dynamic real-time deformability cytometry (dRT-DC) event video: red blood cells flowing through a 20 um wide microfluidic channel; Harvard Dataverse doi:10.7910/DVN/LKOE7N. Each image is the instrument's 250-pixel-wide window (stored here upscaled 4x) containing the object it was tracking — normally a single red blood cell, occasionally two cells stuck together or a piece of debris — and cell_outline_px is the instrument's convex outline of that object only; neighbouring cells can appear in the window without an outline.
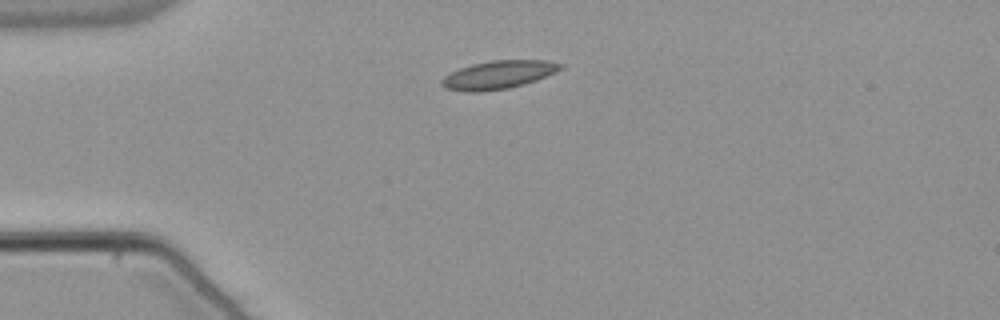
{"species": "common noctule bat (a hibernating species)", "species_latin": "Nyctalus noctula", "temperature_condition": "warm", "stored_images_in_passage": 41, "camera_frame_rate_fps": 3000, "um_per_image_px": 0.085, "animal": {"sex": "male", "body_mass_g": 21.5, "forearm_length_mm": 52.0}, "frame": {"image": 1, "passage_image": 1, "time_ms": 0.0, "image_size_px": [1000, 320], "cell_outline_px": [[564, 68], [536, 80], [524, 84], [508, 88], [476, 92], [472, 92], [444, 88], [440, 84], [440, 80], [444, 76], [460, 68], [472, 64], [492, 60], [548, 60], [564, 64]], "centroid_in_image_um": [42.37, 6.35], "position_along_channel_um": 42.6, "area_um2": 19.48}}
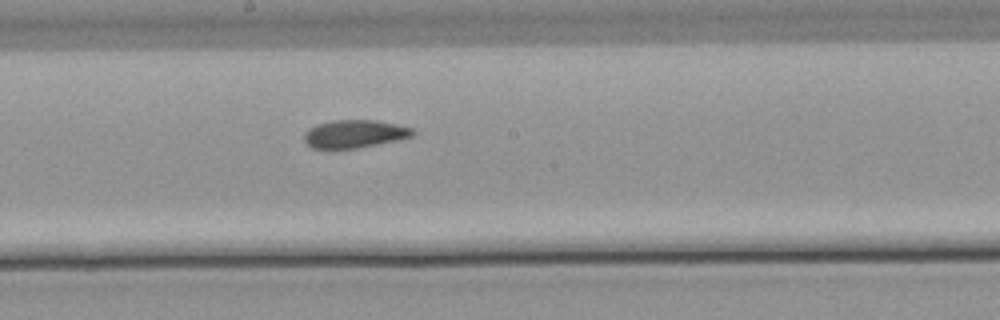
{"frame": {"image": 2, "passage_image": 17, "time_ms": 5.333, "image_size_px": [1000, 320], "cell_outline_px": [[416, 132], [412, 136], [400, 140], [356, 148], [312, 148], [304, 140], [304, 132], [308, 128], [316, 124], [332, 120], [376, 120], [396, 124], [412, 128]], "centroid_in_image_um": [30.14, 11.37], "position_along_channel_um": 218.1, "area_um2": 17.74}}
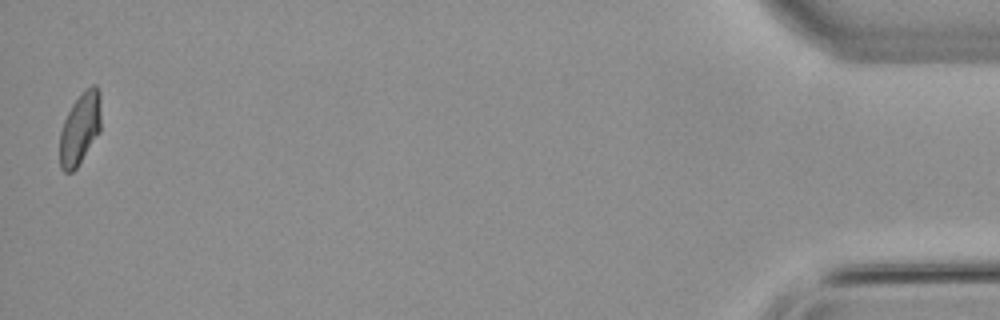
{"frame": {"image": 3, "passage_image": 41, "time_ms": 13.333, "image_size_px": [1000, 320], "cell_outline_px": [[100, 132], [76, 168], [72, 172], [64, 172], [60, 168], [60, 132], [64, 120], [72, 104], [92, 84], [96, 84], [100, 92]], "centroid_in_image_um": [6.8, 10.94], "position_along_channel_um": 428.4, "area_um2": 17.11}, "authors_computed_cell_mechanics": {"area_um2": 18.0914, "velocity_mm_per_s": 3.7861, "shape_relaxation_time_tau1_ms": null, "shape_relaxation_time_tau2_ms": 3.2206, "deformation_change_tau1": null, "deformation_change_tau2": 0.0765}}